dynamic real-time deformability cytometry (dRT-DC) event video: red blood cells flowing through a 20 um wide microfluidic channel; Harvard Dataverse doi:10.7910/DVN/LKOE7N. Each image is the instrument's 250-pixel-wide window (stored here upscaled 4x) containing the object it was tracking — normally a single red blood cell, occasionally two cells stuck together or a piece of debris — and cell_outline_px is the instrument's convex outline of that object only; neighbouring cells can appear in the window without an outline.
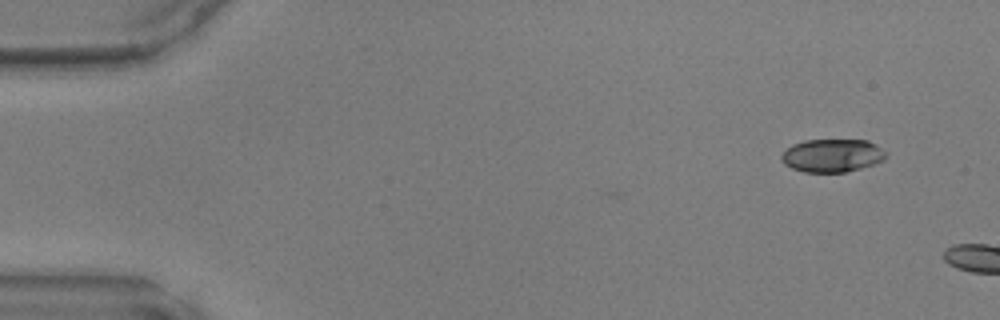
{"species": "common noctule bat (a hibernating species)", "species_latin": "Nyctalus noctula", "temperature_condition": "warm", "stored_images_in_passage": 4, "camera_frame_rate_fps": 3000, "um_per_image_px": 0.085, "animal": {"sex": "male", "body_mass_g": 17.9, "forearm_length_mm": 54.2}, "frame": {"image": 1, "passage_image": 1, "time_ms": 0.0, "image_size_px": [1000, 320], "cell_outline_px": [[888, 156], [884, 160], [860, 168], [844, 172], [804, 172], [792, 168], [784, 164], [780, 160], [780, 156], [792, 144], [804, 140], [868, 140], [876, 144], [888, 152]], "centroid_in_image_um": [70.75, 13.21], "position_along_channel_um": 14.2, "area_um2": 20.29}}